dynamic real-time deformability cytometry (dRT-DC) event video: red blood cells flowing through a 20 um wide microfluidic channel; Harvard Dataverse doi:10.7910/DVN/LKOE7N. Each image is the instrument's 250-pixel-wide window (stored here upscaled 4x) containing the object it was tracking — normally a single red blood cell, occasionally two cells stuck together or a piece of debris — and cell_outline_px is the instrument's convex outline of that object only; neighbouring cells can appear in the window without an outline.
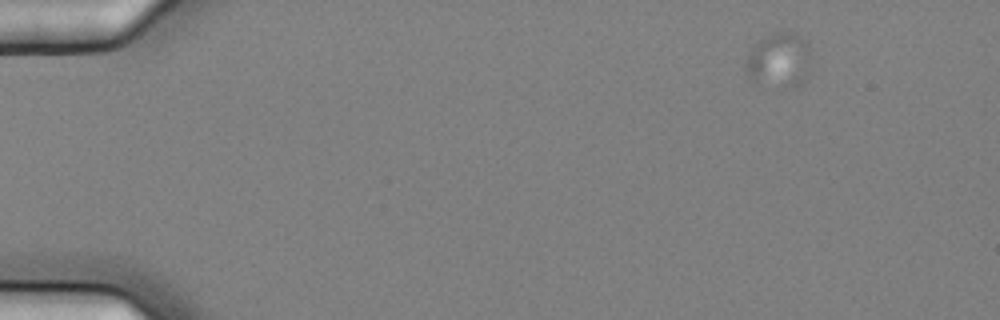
{"species": "common noctule bat (a hibernating species)", "species_latin": "Nyctalus noctula", "temperature_condition": "cold", "stored_images_in_passage": 8, "camera_frame_rate_fps": 3000, "um_per_image_px": 0.085, "animal": {"sex": "female", "body_mass_g": 25.1}, "frame": {"image": 1, "passage_image": 1, "time_ms": 0.0, "image_size_px": [1000, 320], "cell_outline_px": [[812, 56], [808, 76], [796, 84], [792, 84], [756, 80], [748, 76], [744, 68], [744, 64], [748, 56], [756, 44], [764, 36], [772, 32], [796, 32], [808, 40], [812, 48]], "centroid_in_image_um": [66.31, 4.97], "position_along_channel_um": 18.7, "area_um2": 20.35}}
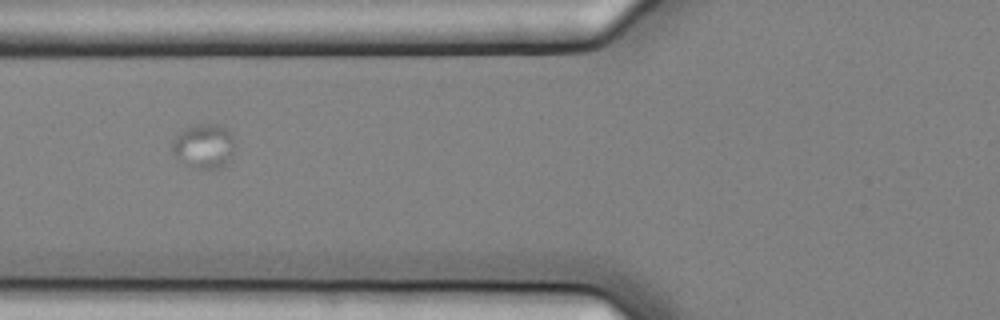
{"frame": {"image": 2, "passage_image": 6, "time_ms": 1.667, "image_size_px": [1000, 320], "cell_outline_px": [[232, 152], [228, 164], [220, 168], [196, 168], [180, 160], [172, 152], [172, 140], [176, 136], [188, 128], [196, 124], [220, 124], [232, 132]], "centroid_in_image_um": [17.35, 12.41], "position_along_channel_um": 108.5, "area_um2": 15.95}}
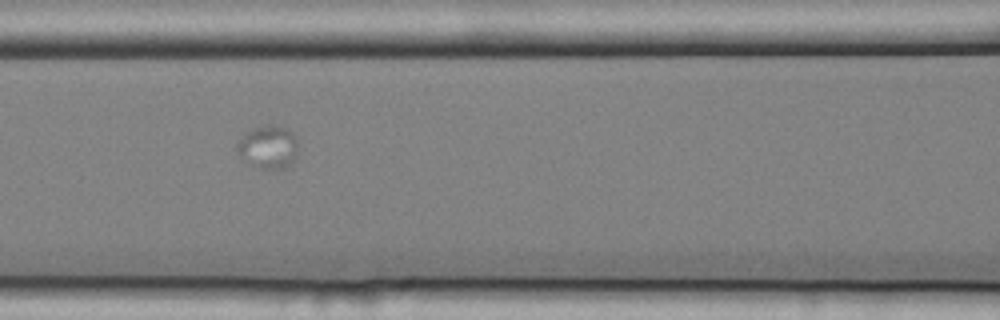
{"frame": {"image": 3, "passage_image": 7, "time_ms": 2.0, "image_size_px": [1000, 320], "cell_outline_px": [[296, 160], [292, 164], [284, 168], [260, 168], [236, 152], [236, 144], [244, 132], [252, 128], [264, 124], [276, 124], [292, 132], [296, 136]], "centroid_in_image_um": [22.8, 12.45], "position_along_channel_um": 143.8, "area_um2": 15.32}}